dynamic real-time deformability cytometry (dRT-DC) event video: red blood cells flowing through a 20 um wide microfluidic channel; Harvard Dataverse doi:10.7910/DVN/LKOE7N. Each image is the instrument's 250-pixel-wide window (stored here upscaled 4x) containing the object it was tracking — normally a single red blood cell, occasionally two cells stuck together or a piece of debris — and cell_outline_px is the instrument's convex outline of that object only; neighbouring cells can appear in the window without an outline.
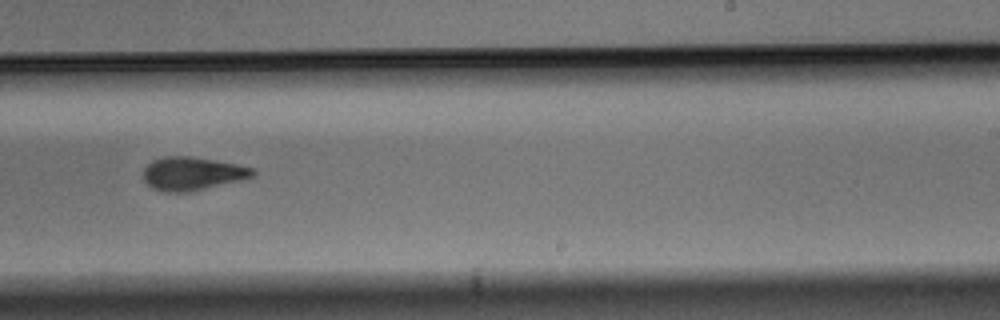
{"species": "Egyptian fruit bat (a non-hibernating species)", "species_latin": "Rousettus aegyptiacus", "temperature_condition": "warm", "stored_images_in_passage": 8, "camera_frame_rate_fps": 3000, "um_per_image_px": 0.085, "animal": {"sex": "male"}, "frame": {"image": 1, "passage_image": 7, "time_ms": 2.0, "image_size_px": [1000, 320], "cell_outline_px": [[256, 176], [248, 180], [192, 192], [164, 192], [152, 188], [144, 180], [144, 168], [152, 160], [164, 156], [188, 156], [236, 164], [256, 168]], "centroid_in_image_um": [16.44, 14.78], "position_along_channel_um": 272.6, "area_um2": 21.79}}
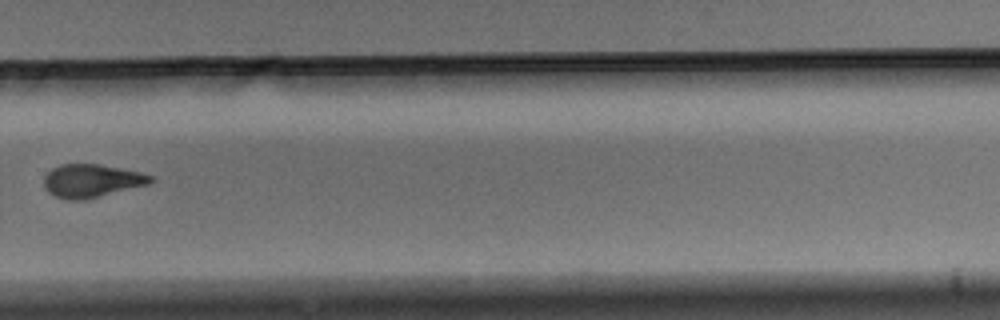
{"frame": {"image": 2, "passage_image": 8, "time_ms": 2.333, "image_size_px": [1000, 320], "cell_outline_px": [[156, 180], [152, 184], [84, 200], [68, 200], [56, 196], [48, 192], [44, 188], [44, 176], [52, 168], [60, 164], [100, 164], [140, 172], [152, 176]], "centroid_in_image_um": [7.82, 15.37], "position_along_channel_um": 322.0, "area_um2": 20.87}}